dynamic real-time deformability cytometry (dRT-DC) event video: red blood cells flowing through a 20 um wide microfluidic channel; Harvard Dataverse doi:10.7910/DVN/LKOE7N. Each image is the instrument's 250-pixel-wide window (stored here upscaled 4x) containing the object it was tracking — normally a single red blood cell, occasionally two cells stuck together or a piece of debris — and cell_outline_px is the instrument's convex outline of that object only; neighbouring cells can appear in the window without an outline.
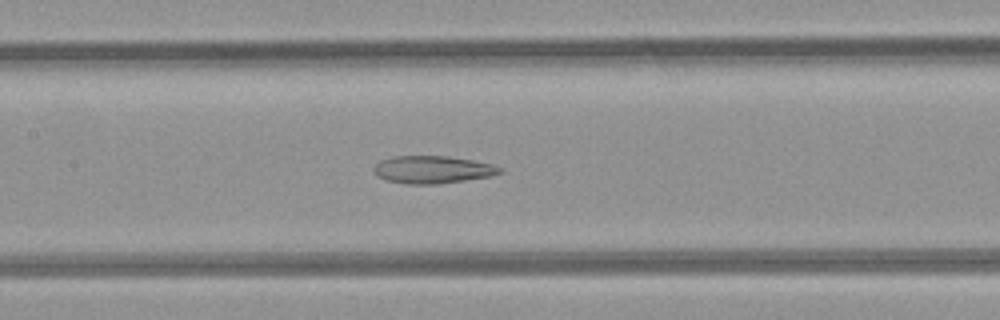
{"species": "common noctule bat (a hibernating species)", "species_latin": "Nyctalus noctula", "temperature_condition": "room temperature", "stored_images_in_passage": 39, "camera_frame_rate_fps": 3000, "um_per_image_px": 0.085, "animal": {"sex": "female", "body_mass_g": 21.9}, "frame": {"image": 1, "passage_image": 13, "time_ms": 4.0, "image_size_px": [1000, 320], "cell_outline_px": [[504, 172], [492, 176], [440, 184], [404, 184], [384, 180], [376, 176], [372, 168], [380, 160], [392, 156], [448, 156], [472, 160], [492, 164], [504, 168]], "centroid_in_image_um": [36.76, 14.42], "position_along_channel_um": 170.6, "area_um2": 20.63}}
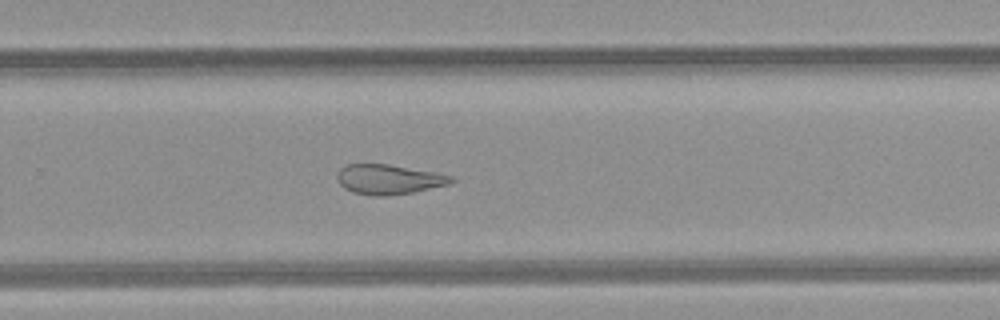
{"frame": {"image": 2, "passage_image": 22, "time_ms": 7.0, "image_size_px": [1000, 320], "cell_outline_px": [[456, 180], [448, 184], [412, 192], [388, 196], [372, 196], [352, 192], [344, 188], [336, 180], [336, 176], [340, 168], [348, 164], [388, 164], [436, 172], [456, 176]], "centroid_in_image_um": [33.04, 15.24], "position_along_channel_um": 296.8, "area_um2": 20.0}}
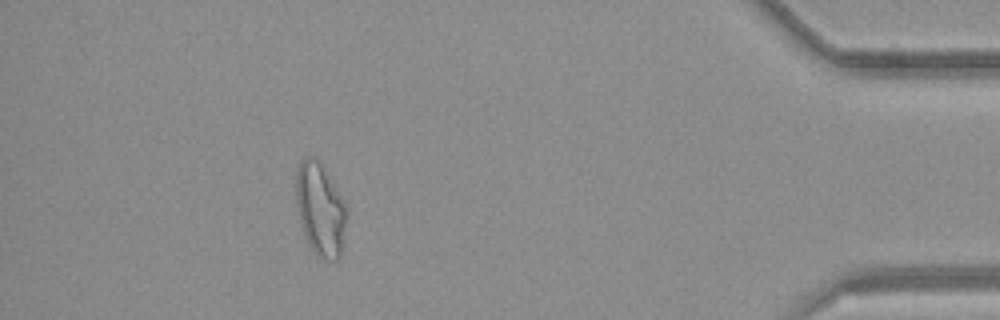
{"frame": {"image": 3, "passage_image": 34, "time_ms": 11.0, "image_size_px": [1000, 320], "cell_outline_px": [[348, 216], [344, 244], [340, 260], [328, 260], [316, 256], [308, 244], [300, 220], [296, 196], [296, 172], [300, 160], [304, 156], [316, 156], [320, 160], [344, 200], [348, 212]], "centroid_in_image_um": [27.26, 17.79], "position_along_channel_um": 407.9, "area_um2": 28.09}, "authors_computed_cell_mechanics": {"area_um2": 22.8888, "velocity_mm_per_s": 4.2181, "shape_relaxation_time_tau1_ms": null, "shape_relaxation_time_tau2_ms": 4.3749, "deformation_change_tau1": null, "deformation_change_tau2": 0.1406}}